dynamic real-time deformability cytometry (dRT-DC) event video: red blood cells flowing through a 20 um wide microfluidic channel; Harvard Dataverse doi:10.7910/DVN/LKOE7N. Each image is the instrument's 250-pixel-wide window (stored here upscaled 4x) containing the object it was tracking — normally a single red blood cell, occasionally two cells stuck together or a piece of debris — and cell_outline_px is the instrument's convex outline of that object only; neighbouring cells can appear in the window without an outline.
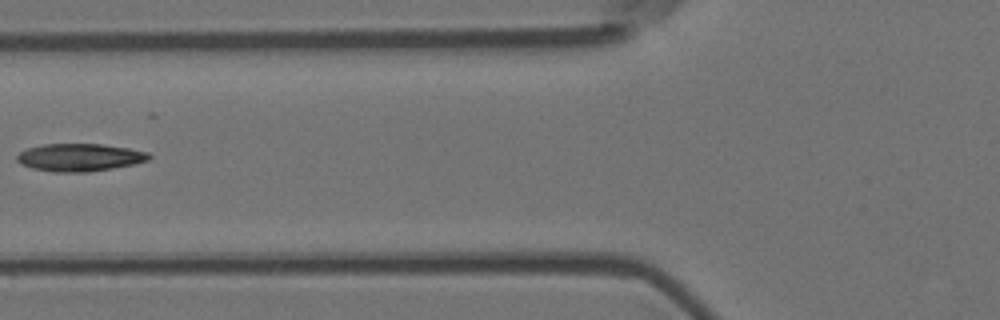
{"species": "Egyptian fruit bat (a non-hibernating species)", "species_latin": "Rousettus aegyptiacus", "temperature_condition": "room temperature", "stored_images_in_passage": 2, "camera_frame_rate_fps": 3000, "um_per_image_px": 0.085, "animal": {"sex": "female"}, "frame": {"image": 1, "passage_image": 2, "time_ms": 0.333, "image_size_px": [1000, 320], "cell_outline_px": [[152, 156], [148, 160], [132, 164], [112, 168], [88, 172], [52, 172], [32, 168], [20, 164], [16, 160], [16, 156], [20, 152], [28, 148], [44, 144], [104, 144], [128, 148], [148, 152]], "centroid_in_image_um": [6.75, 13.38], "position_along_channel_um": 119.1, "area_um2": 21.27}}